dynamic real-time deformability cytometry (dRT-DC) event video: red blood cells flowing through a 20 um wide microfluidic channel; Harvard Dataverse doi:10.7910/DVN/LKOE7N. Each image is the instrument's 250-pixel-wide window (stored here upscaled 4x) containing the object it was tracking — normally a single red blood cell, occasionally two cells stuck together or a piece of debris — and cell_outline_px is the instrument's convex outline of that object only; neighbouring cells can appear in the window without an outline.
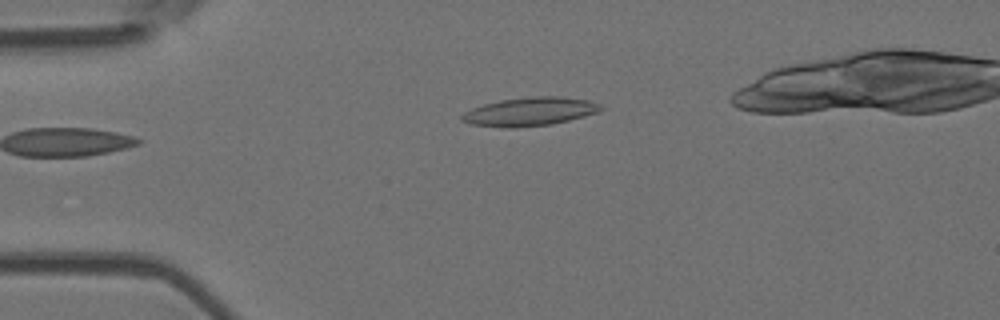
{"species": "Egyptian fruit bat (a non-hibernating species)", "species_latin": "Rousettus aegyptiacus", "temperature_condition": "room temperature", "stored_images_in_passage": 5, "camera_frame_rate_fps": 3000, "um_per_image_px": 0.085, "animal": {"sex": "female"}, "frame": {"image": 1, "passage_image": 3, "time_ms": 0.667, "image_size_px": [1000, 320], "cell_outline_px": [[604, 108], [596, 112], [584, 116], [552, 124], [508, 128], [504, 128], [468, 124], [460, 120], [460, 116], [464, 112], [472, 108], [484, 104], [500, 100], [536, 96], [560, 96], [588, 100], [600, 104]], "centroid_in_image_um": [44.99, 9.49], "position_along_channel_um": 40.0, "area_um2": 23.06}}